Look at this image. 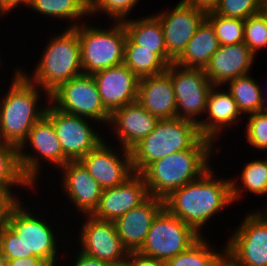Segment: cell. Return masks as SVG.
<instances>
[{
  "label": "cell",
  "instance_id": "cell-1",
  "mask_svg": "<svg viewBox=\"0 0 267 266\" xmlns=\"http://www.w3.org/2000/svg\"><path fill=\"white\" fill-rule=\"evenodd\" d=\"M23 200L26 201L25 199L19 200L11 208L6 222L0 225V249L2 253L7 260L37 256L45 260L50 266H58L62 259L63 250L67 251L66 253L69 252L66 248L68 246L61 242L63 241L61 240L63 234L60 232L61 227L58 228L59 223L52 220L54 223L52 224L50 218L47 219L46 215H41L44 212H37L35 208H31V205L29 207L27 205L29 203ZM59 233L61 236H58ZM61 248L63 249L62 252L59 250Z\"/></svg>",
  "mask_w": 267,
  "mask_h": 266
},
{
  "label": "cell",
  "instance_id": "cell-2",
  "mask_svg": "<svg viewBox=\"0 0 267 266\" xmlns=\"http://www.w3.org/2000/svg\"><path fill=\"white\" fill-rule=\"evenodd\" d=\"M215 169L211 166L198 179L172 191L163 199L164 208L191 226L200 236L205 235V226L211 227L209 223L212 219L234 205L230 176L224 178L216 175L219 172Z\"/></svg>",
  "mask_w": 267,
  "mask_h": 266
},
{
  "label": "cell",
  "instance_id": "cell-3",
  "mask_svg": "<svg viewBox=\"0 0 267 266\" xmlns=\"http://www.w3.org/2000/svg\"><path fill=\"white\" fill-rule=\"evenodd\" d=\"M11 76L7 92L0 94V141L19 147L45 115L50 94L31 83L16 67Z\"/></svg>",
  "mask_w": 267,
  "mask_h": 266
},
{
  "label": "cell",
  "instance_id": "cell-4",
  "mask_svg": "<svg viewBox=\"0 0 267 266\" xmlns=\"http://www.w3.org/2000/svg\"><path fill=\"white\" fill-rule=\"evenodd\" d=\"M218 148L202 137L191 149L170 154L151 163L142 173L149 196L166 198L172 191L198 179L211 166ZM212 156V157H211Z\"/></svg>",
  "mask_w": 267,
  "mask_h": 266
},
{
  "label": "cell",
  "instance_id": "cell-5",
  "mask_svg": "<svg viewBox=\"0 0 267 266\" xmlns=\"http://www.w3.org/2000/svg\"><path fill=\"white\" fill-rule=\"evenodd\" d=\"M61 28L62 32L49 36L30 74L22 66H16L31 83L49 94L61 83L83 74L78 33L74 28Z\"/></svg>",
  "mask_w": 267,
  "mask_h": 266
},
{
  "label": "cell",
  "instance_id": "cell-6",
  "mask_svg": "<svg viewBox=\"0 0 267 266\" xmlns=\"http://www.w3.org/2000/svg\"><path fill=\"white\" fill-rule=\"evenodd\" d=\"M201 138L198 125L192 121L159 120L155 129L130 150L134 173L141 174L151 163L191 149Z\"/></svg>",
  "mask_w": 267,
  "mask_h": 266
},
{
  "label": "cell",
  "instance_id": "cell-7",
  "mask_svg": "<svg viewBox=\"0 0 267 266\" xmlns=\"http://www.w3.org/2000/svg\"><path fill=\"white\" fill-rule=\"evenodd\" d=\"M91 20L92 18L74 29L80 43L82 72L92 75L123 63L127 32L122 22H112L107 27L105 23L103 28L98 23H91Z\"/></svg>",
  "mask_w": 267,
  "mask_h": 266
},
{
  "label": "cell",
  "instance_id": "cell-8",
  "mask_svg": "<svg viewBox=\"0 0 267 266\" xmlns=\"http://www.w3.org/2000/svg\"><path fill=\"white\" fill-rule=\"evenodd\" d=\"M18 159L24 177L36 190L42 182L40 175L45 169L44 163L46 167L51 165L52 172L53 168L57 172L69 162L64 156L52 122L45 115L33 125L27 138L18 147Z\"/></svg>",
  "mask_w": 267,
  "mask_h": 266
},
{
  "label": "cell",
  "instance_id": "cell-9",
  "mask_svg": "<svg viewBox=\"0 0 267 266\" xmlns=\"http://www.w3.org/2000/svg\"><path fill=\"white\" fill-rule=\"evenodd\" d=\"M246 213L225 242L226 260L233 266H267V209Z\"/></svg>",
  "mask_w": 267,
  "mask_h": 266
},
{
  "label": "cell",
  "instance_id": "cell-10",
  "mask_svg": "<svg viewBox=\"0 0 267 266\" xmlns=\"http://www.w3.org/2000/svg\"><path fill=\"white\" fill-rule=\"evenodd\" d=\"M50 103L58 110L108 125L110 112L102 103L98 87L91 74H82L61 83L50 93Z\"/></svg>",
  "mask_w": 267,
  "mask_h": 266
},
{
  "label": "cell",
  "instance_id": "cell-11",
  "mask_svg": "<svg viewBox=\"0 0 267 266\" xmlns=\"http://www.w3.org/2000/svg\"><path fill=\"white\" fill-rule=\"evenodd\" d=\"M200 237L191 226L163 208L153 219L138 252L166 263L187 250Z\"/></svg>",
  "mask_w": 267,
  "mask_h": 266
},
{
  "label": "cell",
  "instance_id": "cell-12",
  "mask_svg": "<svg viewBox=\"0 0 267 266\" xmlns=\"http://www.w3.org/2000/svg\"><path fill=\"white\" fill-rule=\"evenodd\" d=\"M45 116L52 122L64 156L69 161H79L106 137L103 135L106 133H101L102 130L97 131L101 127L96 125L97 122L62 112L51 103L47 106Z\"/></svg>",
  "mask_w": 267,
  "mask_h": 266
},
{
  "label": "cell",
  "instance_id": "cell-13",
  "mask_svg": "<svg viewBox=\"0 0 267 266\" xmlns=\"http://www.w3.org/2000/svg\"><path fill=\"white\" fill-rule=\"evenodd\" d=\"M166 71L174 87L177 118L198 125L205 115L207 99L213 86L204 69L184 68L172 63Z\"/></svg>",
  "mask_w": 267,
  "mask_h": 266
},
{
  "label": "cell",
  "instance_id": "cell-14",
  "mask_svg": "<svg viewBox=\"0 0 267 266\" xmlns=\"http://www.w3.org/2000/svg\"><path fill=\"white\" fill-rule=\"evenodd\" d=\"M83 218L80 227H76L79 239H76L74 248L82 253L107 262L112 266H125L128 251L122 245L113 221H104L92 215L79 216ZM80 228V229H79ZM80 230V231H79Z\"/></svg>",
  "mask_w": 267,
  "mask_h": 266
},
{
  "label": "cell",
  "instance_id": "cell-15",
  "mask_svg": "<svg viewBox=\"0 0 267 266\" xmlns=\"http://www.w3.org/2000/svg\"><path fill=\"white\" fill-rule=\"evenodd\" d=\"M112 145L105 138L79 160L103 189L119 186L134 174L130 151Z\"/></svg>",
  "mask_w": 267,
  "mask_h": 266
},
{
  "label": "cell",
  "instance_id": "cell-16",
  "mask_svg": "<svg viewBox=\"0 0 267 266\" xmlns=\"http://www.w3.org/2000/svg\"><path fill=\"white\" fill-rule=\"evenodd\" d=\"M161 23L168 55L175 61L206 18V12L185 4L182 0L175 7L152 13Z\"/></svg>",
  "mask_w": 267,
  "mask_h": 266
},
{
  "label": "cell",
  "instance_id": "cell-17",
  "mask_svg": "<svg viewBox=\"0 0 267 266\" xmlns=\"http://www.w3.org/2000/svg\"><path fill=\"white\" fill-rule=\"evenodd\" d=\"M59 185L69 206L80 216L92 215L98 207L103 188L88 173L80 161H69L59 170ZM61 174V176H60ZM67 198V199H66ZM71 202V203H70Z\"/></svg>",
  "mask_w": 267,
  "mask_h": 266
},
{
  "label": "cell",
  "instance_id": "cell-18",
  "mask_svg": "<svg viewBox=\"0 0 267 266\" xmlns=\"http://www.w3.org/2000/svg\"><path fill=\"white\" fill-rule=\"evenodd\" d=\"M243 117L236 101L226 87L213 85L207 99L204 118L198 124L199 132L202 137L210 139L218 147L219 154L221 151L218 144L219 138L221 141V136L226 133L227 129L231 131L232 127L234 129V126L243 125L245 119Z\"/></svg>",
  "mask_w": 267,
  "mask_h": 266
},
{
  "label": "cell",
  "instance_id": "cell-19",
  "mask_svg": "<svg viewBox=\"0 0 267 266\" xmlns=\"http://www.w3.org/2000/svg\"><path fill=\"white\" fill-rule=\"evenodd\" d=\"M159 119L149 113L137 101L115 109L110 113L106 130L126 150H131L137 143L144 139L154 129ZM111 131H113L111 133Z\"/></svg>",
  "mask_w": 267,
  "mask_h": 266
},
{
  "label": "cell",
  "instance_id": "cell-20",
  "mask_svg": "<svg viewBox=\"0 0 267 266\" xmlns=\"http://www.w3.org/2000/svg\"><path fill=\"white\" fill-rule=\"evenodd\" d=\"M149 197L146 182L134 173L119 186L103 189L98 207L92 216L99 220L115 221Z\"/></svg>",
  "mask_w": 267,
  "mask_h": 266
},
{
  "label": "cell",
  "instance_id": "cell-21",
  "mask_svg": "<svg viewBox=\"0 0 267 266\" xmlns=\"http://www.w3.org/2000/svg\"><path fill=\"white\" fill-rule=\"evenodd\" d=\"M105 108L111 113L137 101L139 77L123 63L92 74Z\"/></svg>",
  "mask_w": 267,
  "mask_h": 266
},
{
  "label": "cell",
  "instance_id": "cell-22",
  "mask_svg": "<svg viewBox=\"0 0 267 266\" xmlns=\"http://www.w3.org/2000/svg\"><path fill=\"white\" fill-rule=\"evenodd\" d=\"M256 56L244 42L220 45L204 68L212 85H225L234 78L251 73Z\"/></svg>",
  "mask_w": 267,
  "mask_h": 266
},
{
  "label": "cell",
  "instance_id": "cell-23",
  "mask_svg": "<svg viewBox=\"0 0 267 266\" xmlns=\"http://www.w3.org/2000/svg\"><path fill=\"white\" fill-rule=\"evenodd\" d=\"M163 208V199L149 196L139 206L114 221L122 245L129 253L138 252L141 249L153 219Z\"/></svg>",
  "mask_w": 267,
  "mask_h": 266
},
{
  "label": "cell",
  "instance_id": "cell-24",
  "mask_svg": "<svg viewBox=\"0 0 267 266\" xmlns=\"http://www.w3.org/2000/svg\"><path fill=\"white\" fill-rule=\"evenodd\" d=\"M137 102L159 120L177 118L176 99L170 74L165 71L141 78Z\"/></svg>",
  "mask_w": 267,
  "mask_h": 266
},
{
  "label": "cell",
  "instance_id": "cell-25",
  "mask_svg": "<svg viewBox=\"0 0 267 266\" xmlns=\"http://www.w3.org/2000/svg\"><path fill=\"white\" fill-rule=\"evenodd\" d=\"M150 14L137 18L134 15L122 23L127 36L138 44L139 48L154 49V53L169 66L174 60L168 55L161 23L152 13Z\"/></svg>",
  "mask_w": 267,
  "mask_h": 266
},
{
  "label": "cell",
  "instance_id": "cell-26",
  "mask_svg": "<svg viewBox=\"0 0 267 266\" xmlns=\"http://www.w3.org/2000/svg\"><path fill=\"white\" fill-rule=\"evenodd\" d=\"M219 46L213 26L205 18L174 63L184 68L204 69Z\"/></svg>",
  "mask_w": 267,
  "mask_h": 266
},
{
  "label": "cell",
  "instance_id": "cell-27",
  "mask_svg": "<svg viewBox=\"0 0 267 266\" xmlns=\"http://www.w3.org/2000/svg\"><path fill=\"white\" fill-rule=\"evenodd\" d=\"M28 8L48 20L63 21L66 28L87 21L84 18L90 19V0H30Z\"/></svg>",
  "mask_w": 267,
  "mask_h": 266
},
{
  "label": "cell",
  "instance_id": "cell-28",
  "mask_svg": "<svg viewBox=\"0 0 267 266\" xmlns=\"http://www.w3.org/2000/svg\"><path fill=\"white\" fill-rule=\"evenodd\" d=\"M263 159L255 158L245 162L246 164L239 169V175L230 177L231 180V196L234 206L242 199H246L245 194L257 197L267 196V154ZM237 179H236V178ZM241 200V201H239Z\"/></svg>",
  "mask_w": 267,
  "mask_h": 266
},
{
  "label": "cell",
  "instance_id": "cell-29",
  "mask_svg": "<svg viewBox=\"0 0 267 266\" xmlns=\"http://www.w3.org/2000/svg\"><path fill=\"white\" fill-rule=\"evenodd\" d=\"M251 74L234 78L224 85L236 101L244 118L266 109V95H263L266 91H263L267 89L261 87L258 80Z\"/></svg>",
  "mask_w": 267,
  "mask_h": 266
},
{
  "label": "cell",
  "instance_id": "cell-30",
  "mask_svg": "<svg viewBox=\"0 0 267 266\" xmlns=\"http://www.w3.org/2000/svg\"><path fill=\"white\" fill-rule=\"evenodd\" d=\"M207 236H201L187 250L170 258L166 266H221L226 260V244L218 250Z\"/></svg>",
  "mask_w": 267,
  "mask_h": 266
},
{
  "label": "cell",
  "instance_id": "cell-31",
  "mask_svg": "<svg viewBox=\"0 0 267 266\" xmlns=\"http://www.w3.org/2000/svg\"><path fill=\"white\" fill-rule=\"evenodd\" d=\"M0 185L8 188L19 200L23 199L21 190L27 194L38 193L24 177L18 159V147L0 141ZM19 188V189H16ZM21 188V189H20ZM16 190H20L19 192ZM31 190V191H30ZM29 191V193H28ZM37 191V192H36ZM18 192V193H17ZM21 193V195H20Z\"/></svg>",
  "mask_w": 267,
  "mask_h": 266
},
{
  "label": "cell",
  "instance_id": "cell-32",
  "mask_svg": "<svg viewBox=\"0 0 267 266\" xmlns=\"http://www.w3.org/2000/svg\"><path fill=\"white\" fill-rule=\"evenodd\" d=\"M139 79L158 75L167 70L168 65L156 54L154 49L139 48L128 36L124 46V61Z\"/></svg>",
  "mask_w": 267,
  "mask_h": 266
},
{
  "label": "cell",
  "instance_id": "cell-33",
  "mask_svg": "<svg viewBox=\"0 0 267 266\" xmlns=\"http://www.w3.org/2000/svg\"><path fill=\"white\" fill-rule=\"evenodd\" d=\"M220 45H233L244 42V19L227 18L214 11L206 13Z\"/></svg>",
  "mask_w": 267,
  "mask_h": 266
},
{
  "label": "cell",
  "instance_id": "cell-34",
  "mask_svg": "<svg viewBox=\"0 0 267 266\" xmlns=\"http://www.w3.org/2000/svg\"><path fill=\"white\" fill-rule=\"evenodd\" d=\"M140 0H90V18L104 15L106 16L107 22H122L126 19L131 18V14L134 13V9ZM142 1V0H141Z\"/></svg>",
  "mask_w": 267,
  "mask_h": 266
},
{
  "label": "cell",
  "instance_id": "cell-35",
  "mask_svg": "<svg viewBox=\"0 0 267 266\" xmlns=\"http://www.w3.org/2000/svg\"><path fill=\"white\" fill-rule=\"evenodd\" d=\"M244 43L257 56L261 49L267 48V12L260 13L244 20Z\"/></svg>",
  "mask_w": 267,
  "mask_h": 266
},
{
  "label": "cell",
  "instance_id": "cell-36",
  "mask_svg": "<svg viewBox=\"0 0 267 266\" xmlns=\"http://www.w3.org/2000/svg\"><path fill=\"white\" fill-rule=\"evenodd\" d=\"M245 122V129L242 131L245 133V142L248 144V148L252 151H258L259 153L267 152V112L260 111L247 115ZM255 149V150H254Z\"/></svg>",
  "mask_w": 267,
  "mask_h": 266
},
{
  "label": "cell",
  "instance_id": "cell-37",
  "mask_svg": "<svg viewBox=\"0 0 267 266\" xmlns=\"http://www.w3.org/2000/svg\"><path fill=\"white\" fill-rule=\"evenodd\" d=\"M263 9L264 5L260 0H220L214 12L227 18L245 20Z\"/></svg>",
  "mask_w": 267,
  "mask_h": 266
},
{
  "label": "cell",
  "instance_id": "cell-38",
  "mask_svg": "<svg viewBox=\"0 0 267 266\" xmlns=\"http://www.w3.org/2000/svg\"><path fill=\"white\" fill-rule=\"evenodd\" d=\"M73 252L74 253L76 252L77 254L76 253L74 254ZM71 253H72V255L74 254L73 255L74 257L71 255ZM69 254L67 257H65L67 254L65 252L63 253L62 256L64 259L67 258V262L64 259H61L58 266L60 264H61L60 266H64V265L67 266V263H70V262L71 263H70V265L68 264V266H112L111 264H109L107 262L101 261L97 258L90 257V256L82 253L78 249L76 251L73 250L72 252H69ZM69 256H70V258H69ZM68 258L70 259V261L68 260ZM62 262H64V263H62ZM65 262H66V264H65Z\"/></svg>",
  "mask_w": 267,
  "mask_h": 266
},
{
  "label": "cell",
  "instance_id": "cell-39",
  "mask_svg": "<svg viewBox=\"0 0 267 266\" xmlns=\"http://www.w3.org/2000/svg\"><path fill=\"white\" fill-rule=\"evenodd\" d=\"M19 199L6 187L0 185V225L6 222L11 208Z\"/></svg>",
  "mask_w": 267,
  "mask_h": 266
},
{
  "label": "cell",
  "instance_id": "cell-40",
  "mask_svg": "<svg viewBox=\"0 0 267 266\" xmlns=\"http://www.w3.org/2000/svg\"><path fill=\"white\" fill-rule=\"evenodd\" d=\"M125 266H166V264L139 252H130L128 253Z\"/></svg>",
  "mask_w": 267,
  "mask_h": 266
},
{
  "label": "cell",
  "instance_id": "cell-41",
  "mask_svg": "<svg viewBox=\"0 0 267 266\" xmlns=\"http://www.w3.org/2000/svg\"><path fill=\"white\" fill-rule=\"evenodd\" d=\"M7 266H50L45 260L37 256L22 257L7 260Z\"/></svg>",
  "mask_w": 267,
  "mask_h": 266
},
{
  "label": "cell",
  "instance_id": "cell-42",
  "mask_svg": "<svg viewBox=\"0 0 267 266\" xmlns=\"http://www.w3.org/2000/svg\"><path fill=\"white\" fill-rule=\"evenodd\" d=\"M182 1L189 6L201 9L206 13L214 11L220 2V0H182Z\"/></svg>",
  "mask_w": 267,
  "mask_h": 266
},
{
  "label": "cell",
  "instance_id": "cell-43",
  "mask_svg": "<svg viewBox=\"0 0 267 266\" xmlns=\"http://www.w3.org/2000/svg\"><path fill=\"white\" fill-rule=\"evenodd\" d=\"M29 2L30 0H2V18L7 17V15L11 14L13 11L16 12L21 6H25V9H27Z\"/></svg>",
  "mask_w": 267,
  "mask_h": 266
},
{
  "label": "cell",
  "instance_id": "cell-44",
  "mask_svg": "<svg viewBox=\"0 0 267 266\" xmlns=\"http://www.w3.org/2000/svg\"><path fill=\"white\" fill-rule=\"evenodd\" d=\"M0 266H7V259L0 249Z\"/></svg>",
  "mask_w": 267,
  "mask_h": 266
},
{
  "label": "cell",
  "instance_id": "cell-45",
  "mask_svg": "<svg viewBox=\"0 0 267 266\" xmlns=\"http://www.w3.org/2000/svg\"><path fill=\"white\" fill-rule=\"evenodd\" d=\"M1 56H0V70H3L4 71V69H2L3 68V64L5 63V61L3 62L1 59H2V55L3 54H0ZM3 62V63H2Z\"/></svg>",
  "mask_w": 267,
  "mask_h": 266
},
{
  "label": "cell",
  "instance_id": "cell-46",
  "mask_svg": "<svg viewBox=\"0 0 267 266\" xmlns=\"http://www.w3.org/2000/svg\"><path fill=\"white\" fill-rule=\"evenodd\" d=\"M221 266H233L231 263H229L227 260H225Z\"/></svg>",
  "mask_w": 267,
  "mask_h": 266
},
{
  "label": "cell",
  "instance_id": "cell-47",
  "mask_svg": "<svg viewBox=\"0 0 267 266\" xmlns=\"http://www.w3.org/2000/svg\"><path fill=\"white\" fill-rule=\"evenodd\" d=\"M0 18H2V0H0Z\"/></svg>",
  "mask_w": 267,
  "mask_h": 266
},
{
  "label": "cell",
  "instance_id": "cell-48",
  "mask_svg": "<svg viewBox=\"0 0 267 266\" xmlns=\"http://www.w3.org/2000/svg\"><path fill=\"white\" fill-rule=\"evenodd\" d=\"M262 2L263 5H265L267 3V0H260Z\"/></svg>",
  "mask_w": 267,
  "mask_h": 266
},
{
  "label": "cell",
  "instance_id": "cell-49",
  "mask_svg": "<svg viewBox=\"0 0 267 266\" xmlns=\"http://www.w3.org/2000/svg\"><path fill=\"white\" fill-rule=\"evenodd\" d=\"M261 209H267V203H265L264 207H261Z\"/></svg>",
  "mask_w": 267,
  "mask_h": 266
},
{
  "label": "cell",
  "instance_id": "cell-50",
  "mask_svg": "<svg viewBox=\"0 0 267 266\" xmlns=\"http://www.w3.org/2000/svg\"><path fill=\"white\" fill-rule=\"evenodd\" d=\"M264 10L267 12V3L264 5Z\"/></svg>",
  "mask_w": 267,
  "mask_h": 266
}]
</instances>
